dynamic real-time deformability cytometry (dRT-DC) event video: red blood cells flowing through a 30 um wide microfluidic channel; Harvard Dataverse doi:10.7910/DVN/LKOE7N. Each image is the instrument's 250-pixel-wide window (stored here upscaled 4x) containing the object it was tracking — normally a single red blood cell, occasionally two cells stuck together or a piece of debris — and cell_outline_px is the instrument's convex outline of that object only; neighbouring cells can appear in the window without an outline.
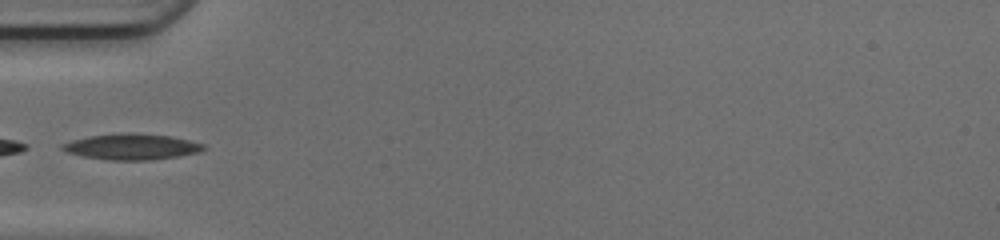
{"species": "common noctule bat (a hibernating species)", "species_latin": "Nyctalus noctula", "temperature_condition": "cold", "stored_images_in_passage": 32, "camera_frame_rate_fps": 3000, "um_per_image_px": 0.085, "animal": {"sex": "female", "body_mass_g": 17.0, "forearm_length_mm": 48.0}, "frame": {"image": 1, "passage_image": 1, "time_ms": 0.0, "image_size_px": [1000, 240], "cell_outline_px": [[208, 148], [200, 152], [180, 156], [148, 160], [108, 160], [84, 156], [68, 152], [60, 148], [60, 144], [72, 140], [88, 136], [120, 132], [132, 132], [172, 136], [204, 144]], "centroid_in_image_um": [11.21, 12.46], "position_along_channel_um": 73.8, "area_um2": 21.56}}